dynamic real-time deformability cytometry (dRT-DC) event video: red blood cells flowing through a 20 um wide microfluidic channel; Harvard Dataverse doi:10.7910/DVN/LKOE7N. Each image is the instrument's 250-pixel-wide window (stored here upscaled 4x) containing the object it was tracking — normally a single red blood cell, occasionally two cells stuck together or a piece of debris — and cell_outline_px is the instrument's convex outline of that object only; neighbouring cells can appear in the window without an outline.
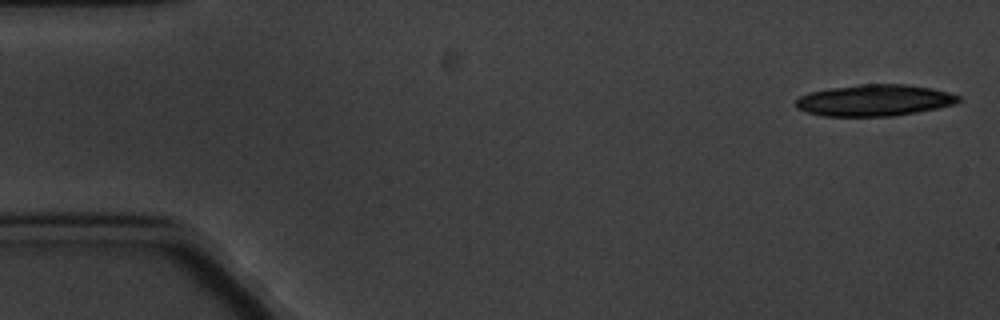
{"species": "common noctule bat (a hibernating species)", "species_latin": "Nyctalus noctula", "temperature_condition": "cold", "stored_images_in_passage": 7, "camera_frame_rate_fps": 3000, "um_per_image_px": 0.085, "animal": {"sex": "male", "body_mass_g": 20.1, "forearm_length_mm": 53.5}, "frame": {"image": 1, "passage_image": 1, "time_ms": 0.0, "image_size_px": [1000, 320], "cell_outline_px": [[960, 100], [956, 104], [916, 112], [892, 116], [820, 116], [796, 108], [796, 100], [800, 96], [812, 92], [828, 88], [860, 84], [908, 84], [932, 88], [948, 92], [960, 96]], "centroid_in_image_um": [74.33, 8.52], "position_along_channel_um": 10.7, "area_um2": 29.82}}